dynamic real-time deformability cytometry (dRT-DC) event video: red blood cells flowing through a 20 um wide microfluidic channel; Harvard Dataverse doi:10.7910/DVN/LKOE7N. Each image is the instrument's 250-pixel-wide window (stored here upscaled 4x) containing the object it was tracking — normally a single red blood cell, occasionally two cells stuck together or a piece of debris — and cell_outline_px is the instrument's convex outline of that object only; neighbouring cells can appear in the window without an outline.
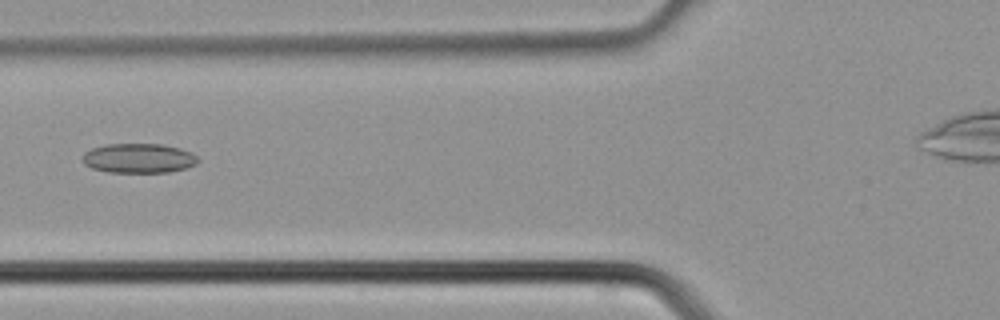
{"species": "common noctule bat (a hibernating species)", "species_latin": "Nyctalus noctula", "temperature_condition": "cold", "stored_images_in_passage": 5, "camera_frame_rate_fps": 3000, "um_per_image_px": 0.085, "animal": {"sex": "male", "body_mass_g": 21.5, "forearm_length_mm": 52.0}, "frame": {"image": 1, "passage_image": 4, "time_ms": 1.0, "image_size_px": [1000, 320], "cell_outline_px": [[200, 160], [196, 164], [188, 168], [168, 172], [108, 172], [92, 168], [84, 164], [84, 152], [92, 148], [108, 144], [160, 144], [180, 148], [192, 152]], "centroid_in_image_um": [11.83, 13.45], "position_along_channel_um": 114.0, "area_um2": 19.88}}